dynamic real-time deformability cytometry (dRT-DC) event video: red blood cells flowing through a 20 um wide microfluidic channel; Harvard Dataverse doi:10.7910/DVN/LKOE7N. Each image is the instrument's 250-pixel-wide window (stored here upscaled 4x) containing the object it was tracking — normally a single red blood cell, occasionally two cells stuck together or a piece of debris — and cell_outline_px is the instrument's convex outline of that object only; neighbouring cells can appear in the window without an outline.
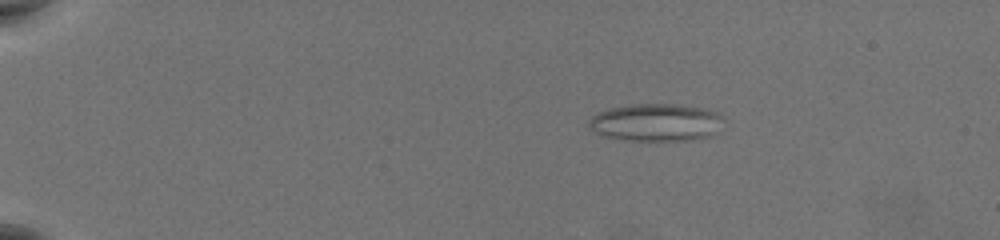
{"species": "common noctule bat (a hibernating species)", "species_latin": "Nyctalus noctula", "temperature_condition": "warm", "stored_images_in_passage": 60, "camera_frame_rate_fps": 3000, "um_per_image_px": 0.085, "animal": {"sex": "female", "body_mass_g": 19.5, "forearm_length_mm": 54.1}, "frame": {"image": 1, "passage_image": 13, "time_ms": 4.0, "image_size_px": [1000, 240], "cell_outline_px": [[720, 132], [712, 136], [692, 140], [624, 140], [604, 136], [596, 132], [588, 124], [588, 120], [596, 112], [612, 108], [636, 104], [672, 104], [700, 108], [716, 112], [720, 116]], "centroid_in_image_um": [55.76, 10.42], "position_along_channel_um": 29.2, "area_um2": 29.25}}
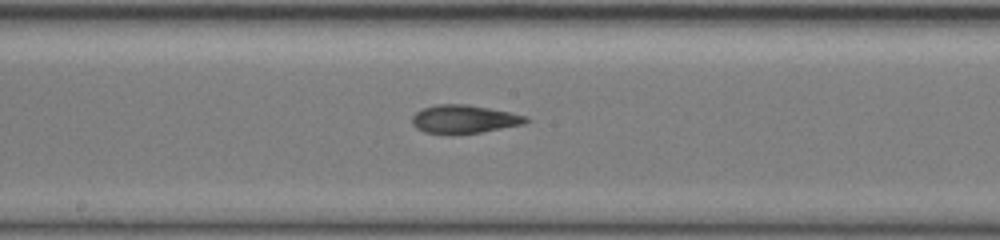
{"frame": {"image": 2, "passage_image": 36, "time_ms": 11.667, "image_size_px": [1000, 240], "cell_outline_px": [[528, 120], [524, 124], [480, 132], [424, 132], [416, 128], [412, 124], [412, 116], [416, 112], [424, 108], [436, 104], [468, 104], [508, 112], [524, 116]], "centroid_in_image_um": [39.41, 10.1], "position_along_channel_um": 208.8, "area_um2": 18.09}}
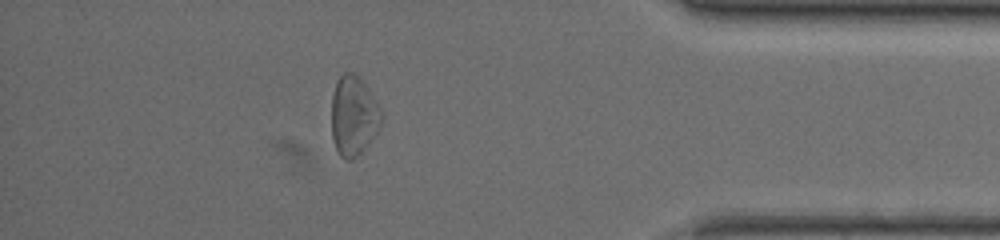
{"frame": {"image": 3, "passage_image": 54, "time_ms": 17.667, "image_size_px": [1000, 240], "cell_outline_px": [[384, 116], [380, 128], [368, 144], [352, 160], [348, 160], [340, 156], [336, 148], [332, 136], [332, 96], [336, 80], [344, 72], [352, 72], [368, 88], [384, 112]], "centroid_in_image_um": [30.08, 9.84], "position_along_channel_um": 405.1, "area_um2": 23.24}, "authors_computed_cell_mechanics": {"area_um2": 22.1085, "velocity_mm_per_s": 3.7246, "shape_relaxation_time_tau1_ms": null, "shape_relaxation_time_tau2_ms": 3.0553, "deformation_change_tau1": null, "deformation_change_tau2": 0.1286}}